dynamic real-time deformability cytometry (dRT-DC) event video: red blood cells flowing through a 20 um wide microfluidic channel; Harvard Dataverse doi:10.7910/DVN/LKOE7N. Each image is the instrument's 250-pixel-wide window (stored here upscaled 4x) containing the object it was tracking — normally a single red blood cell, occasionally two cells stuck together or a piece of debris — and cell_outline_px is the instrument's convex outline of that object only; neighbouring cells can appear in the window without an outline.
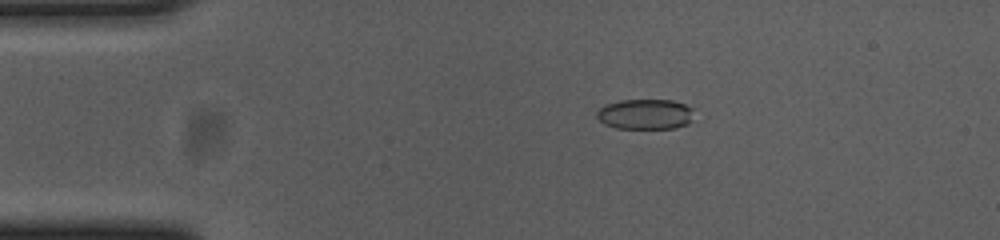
{"species": "common noctule bat (a hibernating species)", "species_latin": "Nyctalus noctula", "temperature_condition": "cold", "stored_images_in_passage": 50, "camera_frame_rate_fps": 3000, "um_per_image_px": 0.085, "animal": {"sex": "female", "body_mass_g": 23.0, "forearm_length_mm": 53.4}, "frame": {"image": 1, "passage_image": 5, "time_ms": 1.333, "image_size_px": [1000, 240], "cell_outline_px": [[692, 120], [688, 124], [676, 128], [616, 128], [604, 124], [596, 116], [596, 112], [600, 108], [608, 104], [620, 100], [672, 100], [684, 104], [692, 108]], "centroid_in_image_um": [54.86, 9.71], "position_along_channel_um": 30.1, "area_um2": 17.11}}
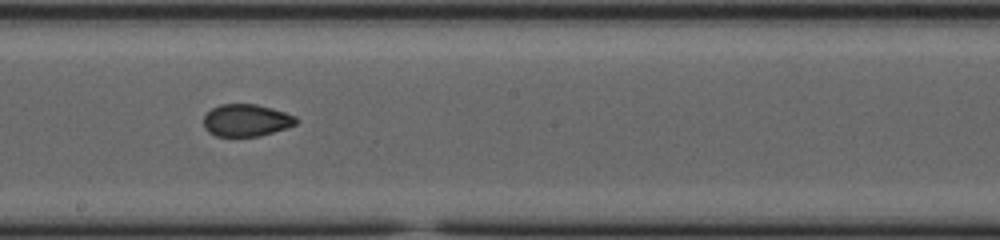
{"frame": {"image": 2, "passage_image": 25, "time_ms": 8.0, "image_size_px": [1000, 240], "cell_outline_px": [[300, 120], [296, 124], [288, 128], [260, 136], [216, 136], [208, 132], [204, 128], [204, 116], [212, 108], [220, 104], [256, 104], [272, 108], [296, 116]], "centroid_in_image_um": [20.96, 10.23], "position_along_channel_um": 227.2, "area_um2": 17.51}}
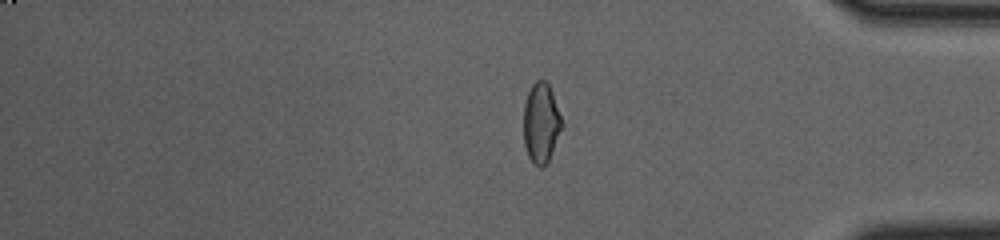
{"frame": {"image": 3, "passage_image": 40, "time_ms": 13.0, "image_size_px": [1000, 240], "cell_outline_px": [[564, 124], [548, 160], [540, 168], [532, 164], [528, 156], [524, 144], [524, 104], [528, 92], [532, 84], [536, 80], [544, 80], [548, 84], [552, 92]], "centroid_in_image_um": [45.99, 10.45], "position_along_channel_um": 389.2, "area_um2": 17.8}, "authors_computed_cell_mechanics": {"area_um2": 18.1781, "velocity_mm_per_s": 3.6964, "shape_relaxation_time_tau1_ms": null, "shape_relaxation_time_tau2_ms": 1.4346, "deformation_change_tau1": null, "deformation_change_tau2": 0.0587}}